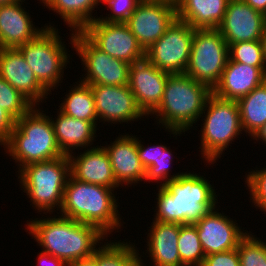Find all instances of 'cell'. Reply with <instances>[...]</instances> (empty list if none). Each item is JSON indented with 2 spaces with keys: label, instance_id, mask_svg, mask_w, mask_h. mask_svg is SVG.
<instances>
[{
  "label": "cell",
  "instance_id": "obj_1",
  "mask_svg": "<svg viewBox=\"0 0 266 266\" xmlns=\"http://www.w3.org/2000/svg\"><path fill=\"white\" fill-rule=\"evenodd\" d=\"M200 173L184 172L158 186L153 220L177 224H195L217 208L216 191ZM217 201V202H216Z\"/></svg>",
  "mask_w": 266,
  "mask_h": 266
},
{
  "label": "cell",
  "instance_id": "obj_2",
  "mask_svg": "<svg viewBox=\"0 0 266 266\" xmlns=\"http://www.w3.org/2000/svg\"><path fill=\"white\" fill-rule=\"evenodd\" d=\"M57 214L30 220L25 230L43 248L42 251L62 259L67 265L92 257L104 239L107 242V236L97 227Z\"/></svg>",
  "mask_w": 266,
  "mask_h": 266
},
{
  "label": "cell",
  "instance_id": "obj_3",
  "mask_svg": "<svg viewBox=\"0 0 266 266\" xmlns=\"http://www.w3.org/2000/svg\"><path fill=\"white\" fill-rule=\"evenodd\" d=\"M114 188L79 181L71 175L64 188L60 215L97 227L108 235L123 226ZM121 221V222H120Z\"/></svg>",
  "mask_w": 266,
  "mask_h": 266
},
{
  "label": "cell",
  "instance_id": "obj_4",
  "mask_svg": "<svg viewBox=\"0 0 266 266\" xmlns=\"http://www.w3.org/2000/svg\"><path fill=\"white\" fill-rule=\"evenodd\" d=\"M211 94L212 90L206 84L195 81L185 73L170 74L162 100L150 116L156 115L155 119L159 118L157 125L162 124V128L164 126L165 131L168 130L176 139L199 121Z\"/></svg>",
  "mask_w": 266,
  "mask_h": 266
},
{
  "label": "cell",
  "instance_id": "obj_5",
  "mask_svg": "<svg viewBox=\"0 0 266 266\" xmlns=\"http://www.w3.org/2000/svg\"><path fill=\"white\" fill-rule=\"evenodd\" d=\"M34 106L16 120L10 139L3 146L20 170L25 165L65 156L59 148L51 117Z\"/></svg>",
  "mask_w": 266,
  "mask_h": 266
},
{
  "label": "cell",
  "instance_id": "obj_6",
  "mask_svg": "<svg viewBox=\"0 0 266 266\" xmlns=\"http://www.w3.org/2000/svg\"><path fill=\"white\" fill-rule=\"evenodd\" d=\"M17 172L21 190L30 198L36 211L45 215L53 214L55 207L60 211L64 188L71 175L67 155L25 165Z\"/></svg>",
  "mask_w": 266,
  "mask_h": 266
},
{
  "label": "cell",
  "instance_id": "obj_7",
  "mask_svg": "<svg viewBox=\"0 0 266 266\" xmlns=\"http://www.w3.org/2000/svg\"><path fill=\"white\" fill-rule=\"evenodd\" d=\"M202 115L205 118L201 124L199 148L202 159L213 165L232 141L242 134L239 106L237 101L224 100L212 93L205 103Z\"/></svg>",
  "mask_w": 266,
  "mask_h": 266
},
{
  "label": "cell",
  "instance_id": "obj_8",
  "mask_svg": "<svg viewBox=\"0 0 266 266\" xmlns=\"http://www.w3.org/2000/svg\"><path fill=\"white\" fill-rule=\"evenodd\" d=\"M59 33L56 27H46L36 38L18 47L38 82L50 94L63 82L64 68L71 60Z\"/></svg>",
  "mask_w": 266,
  "mask_h": 266
},
{
  "label": "cell",
  "instance_id": "obj_9",
  "mask_svg": "<svg viewBox=\"0 0 266 266\" xmlns=\"http://www.w3.org/2000/svg\"><path fill=\"white\" fill-rule=\"evenodd\" d=\"M228 59V45L218 28H194L186 75L213 90Z\"/></svg>",
  "mask_w": 266,
  "mask_h": 266
},
{
  "label": "cell",
  "instance_id": "obj_10",
  "mask_svg": "<svg viewBox=\"0 0 266 266\" xmlns=\"http://www.w3.org/2000/svg\"><path fill=\"white\" fill-rule=\"evenodd\" d=\"M70 43L84 65L85 77L80 81L87 85H128L130 64L113 58L97 48L81 31H72Z\"/></svg>",
  "mask_w": 266,
  "mask_h": 266
},
{
  "label": "cell",
  "instance_id": "obj_11",
  "mask_svg": "<svg viewBox=\"0 0 266 266\" xmlns=\"http://www.w3.org/2000/svg\"><path fill=\"white\" fill-rule=\"evenodd\" d=\"M194 28L176 19L145 51V58L169 74L185 73L191 53Z\"/></svg>",
  "mask_w": 266,
  "mask_h": 266
},
{
  "label": "cell",
  "instance_id": "obj_12",
  "mask_svg": "<svg viewBox=\"0 0 266 266\" xmlns=\"http://www.w3.org/2000/svg\"><path fill=\"white\" fill-rule=\"evenodd\" d=\"M109 56L132 64L145 58V51L126 23L103 22L99 18L81 31Z\"/></svg>",
  "mask_w": 266,
  "mask_h": 266
},
{
  "label": "cell",
  "instance_id": "obj_13",
  "mask_svg": "<svg viewBox=\"0 0 266 266\" xmlns=\"http://www.w3.org/2000/svg\"><path fill=\"white\" fill-rule=\"evenodd\" d=\"M176 19L174 1L141 0L125 23L146 51Z\"/></svg>",
  "mask_w": 266,
  "mask_h": 266
},
{
  "label": "cell",
  "instance_id": "obj_14",
  "mask_svg": "<svg viewBox=\"0 0 266 266\" xmlns=\"http://www.w3.org/2000/svg\"><path fill=\"white\" fill-rule=\"evenodd\" d=\"M94 96L95 110L100 122L110 124L138 121L145 114L138 107L128 85H90ZM101 120V121H100Z\"/></svg>",
  "mask_w": 266,
  "mask_h": 266
},
{
  "label": "cell",
  "instance_id": "obj_15",
  "mask_svg": "<svg viewBox=\"0 0 266 266\" xmlns=\"http://www.w3.org/2000/svg\"><path fill=\"white\" fill-rule=\"evenodd\" d=\"M265 27V14L253 9L243 0H229L218 30L229 45L261 40Z\"/></svg>",
  "mask_w": 266,
  "mask_h": 266
},
{
  "label": "cell",
  "instance_id": "obj_16",
  "mask_svg": "<svg viewBox=\"0 0 266 266\" xmlns=\"http://www.w3.org/2000/svg\"><path fill=\"white\" fill-rule=\"evenodd\" d=\"M218 211L216 208L211 210L195 223L205 255L237 249L240 240L248 233L228 215Z\"/></svg>",
  "mask_w": 266,
  "mask_h": 266
},
{
  "label": "cell",
  "instance_id": "obj_17",
  "mask_svg": "<svg viewBox=\"0 0 266 266\" xmlns=\"http://www.w3.org/2000/svg\"><path fill=\"white\" fill-rule=\"evenodd\" d=\"M169 75L146 58L130 64L128 86L146 117L159 106Z\"/></svg>",
  "mask_w": 266,
  "mask_h": 266
},
{
  "label": "cell",
  "instance_id": "obj_18",
  "mask_svg": "<svg viewBox=\"0 0 266 266\" xmlns=\"http://www.w3.org/2000/svg\"><path fill=\"white\" fill-rule=\"evenodd\" d=\"M0 77L18 90L34 106L40 105L50 93L38 82L31 67L18 48L0 49Z\"/></svg>",
  "mask_w": 266,
  "mask_h": 266
},
{
  "label": "cell",
  "instance_id": "obj_19",
  "mask_svg": "<svg viewBox=\"0 0 266 266\" xmlns=\"http://www.w3.org/2000/svg\"><path fill=\"white\" fill-rule=\"evenodd\" d=\"M25 0L0 5V49L18 48L36 38L46 27L39 29L33 24L29 12L22 6Z\"/></svg>",
  "mask_w": 266,
  "mask_h": 266
},
{
  "label": "cell",
  "instance_id": "obj_20",
  "mask_svg": "<svg viewBox=\"0 0 266 266\" xmlns=\"http://www.w3.org/2000/svg\"><path fill=\"white\" fill-rule=\"evenodd\" d=\"M119 135L115 141L103 146L109 156L117 184L133 185L145 179L146 169L139 160L137 137L133 134Z\"/></svg>",
  "mask_w": 266,
  "mask_h": 266
},
{
  "label": "cell",
  "instance_id": "obj_21",
  "mask_svg": "<svg viewBox=\"0 0 266 266\" xmlns=\"http://www.w3.org/2000/svg\"><path fill=\"white\" fill-rule=\"evenodd\" d=\"M74 155V156H73ZM70 162V174L73 178L90 183L105 186L107 188H118L109 156L103 146L97 145L87 148L77 157L74 152L68 155Z\"/></svg>",
  "mask_w": 266,
  "mask_h": 266
},
{
  "label": "cell",
  "instance_id": "obj_22",
  "mask_svg": "<svg viewBox=\"0 0 266 266\" xmlns=\"http://www.w3.org/2000/svg\"><path fill=\"white\" fill-rule=\"evenodd\" d=\"M266 80L259 68L228 59L218 84L212 93L221 99L238 101Z\"/></svg>",
  "mask_w": 266,
  "mask_h": 266
},
{
  "label": "cell",
  "instance_id": "obj_23",
  "mask_svg": "<svg viewBox=\"0 0 266 266\" xmlns=\"http://www.w3.org/2000/svg\"><path fill=\"white\" fill-rule=\"evenodd\" d=\"M147 236V252L153 266H184L178 253L180 224L153 220ZM142 266H146L142 260Z\"/></svg>",
  "mask_w": 266,
  "mask_h": 266
},
{
  "label": "cell",
  "instance_id": "obj_24",
  "mask_svg": "<svg viewBox=\"0 0 266 266\" xmlns=\"http://www.w3.org/2000/svg\"><path fill=\"white\" fill-rule=\"evenodd\" d=\"M57 118L51 117L55 138L64 155H70L75 149L90 147L95 141L98 128L89 121L76 119L57 109Z\"/></svg>",
  "mask_w": 266,
  "mask_h": 266
},
{
  "label": "cell",
  "instance_id": "obj_25",
  "mask_svg": "<svg viewBox=\"0 0 266 266\" xmlns=\"http://www.w3.org/2000/svg\"><path fill=\"white\" fill-rule=\"evenodd\" d=\"M229 0H176L177 19L193 28H218Z\"/></svg>",
  "mask_w": 266,
  "mask_h": 266
},
{
  "label": "cell",
  "instance_id": "obj_26",
  "mask_svg": "<svg viewBox=\"0 0 266 266\" xmlns=\"http://www.w3.org/2000/svg\"><path fill=\"white\" fill-rule=\"evenodd\" d=\"M141 142L142 141L137 137L139 160L146 169L145 182L148 181L150 183V181H157V183H159L158 186H163L171 179L178 178L183 173L178 172L171 175L170 164L172 163L173 155L171 149H169L170 147L167 148L166 145H162L161 143L144 147Z\"/></svg>",
  "mask_w": 266,
  "mask_h": 266
},
{
  "label": "cell",
  "instance_id": "obj_27",
  "mask_svg": "<svg viewBox=\"0 0 266 266\" xmlns=\"http://www.w3.org/2000/svg\"><path fill=\"white\" fill-rule=\"evenodd\" d=\"M44 8L56 12L64 23L68 24L70 31H82L90 22L98 18L94 17L93 10L98 8L100 0H42ZM93 15V16H92Z\"/></svg>",
  "mask_w": 266,
  "mask_h": 266
},
{
  "label": "cell",
  "instance_id": "obj_28",
  "mask_svg": "<svg viewBox=\"0 0 266 266\" xmlns=\"http://www.w3.org/2000/svg\"><path fill=\"white\" fill-rule=\"evenodd\" d=\"M237 103L243 132L251 138L266 124V80Z\"/></svg>",
  "mask_w": 266,
  "mask_h": 266
},
{
  "label": "cell",
  "instance_id": "obj_29",
  "mask_svg": "<svg viewBox=\"0 0 266 266\" xmlns=\"http://www.w3.org/2000/svg\"><path fill=\"white\" fill-rule=\"evenodd\" d=\"M78 82L74 87L70 86L72 88L66 93L59 110L70 117L92 122L97 127L98 117L91 86Z\"/></svg>",
  "mask_w": 266,
  "mask_h": 266
},
{
  "label": "cell",
  "instance_id": "obj_30",
  "mask_svg": "<svg viewBox=\"0 0 266 266\" xmlns=\"http://www.w3.org/2000/svg\"><path fill=\"white\" fill-rule=\"evenodd\" d=\"M131 242H104L97 248L98 266H142L144 257Z\"/></svg>",
  "mask_w": 266,
  "mask_h": 266
},
{
  "label": "cell",
  "instance_id": "obj_31",
  "mask_svg": "<svg viewBox=\"0 0 266 266\" xmlns=\"http://www.w3.org/2000/svg\"><path fill=\"white\" fill-rule=\"evenodd\" d=\"M178 253L184 266H202L205 258L195 224H180Z\"/></svg>",
  "mask_w": 266,
  "mask_h": 266
},
{
  "label": "cell",
  "instance_id": "obj_32",
  "mask_svg": "<svg viewBox=\"0 0 266 266\" xmlns=\"http://www.w3.org/2000/svg\"><path fill=\"white\" fill-rule=\"evenodd\" d=\"M229 60L259 67L266 74V62L260 40L228 45Z\"/></svg>",
  "mask_w": 266,
  "mask_h": 266
},
{
  "label": "cell",
  "instance_id": "obj_33",
  "mask_svg": "<svg viewBox=\"0 0 266 266\" xmlns=\"http://www.w3.org/2000/svg\"><path fill=\"white\" fill-rule=\"evenodd\" d=\"M248 232L239 242L240 266H266V243Z\"/></svg>",
  "mask_w": 266,
  "mask_h": 266
},
{
  "label": "cell",
  "instance_id": "obj_34",
  "mask_svg": "<svg viewBox=\"0 0 266 266\" xmlns=\"http://www.w3.org/2000/svg\"><path fill=\"white\" fill-rule=\"evenodd\" d=\"M0 107L15 120L28 113L34 105L18 90L0 77Z\"/></svg>",
  "mask_w": 266,
  "mask_h": 266
},
{
  "label": "cell",
  "instance_id": "obj_35",
  "mask_svg": "<svg viewBox=\"0 0 266 266\" xmlns=\"http://www.w3.org/2000/svg\"><path fill=\"white\" fill-rule=\"evenodd\" d=\"M245 184L254 206L266 214V168L252 170L246 174Z\"/></svg>",
  "mask_w": 266,
  "mask_h": 266
},
{
  "label": "cell",
  "instance_id": "obj_36",
  "mask_svg": "<svg viewBox=\"0 0 266 266\" xmlns=\"http://www.w3.org/2000/svg\"><path fill=\"white\" fill-rule=\"evenodd\" d=\"M141 0H100L110 8L111 12L106 17H99L103 22L125 23L135 11L137 4Z\"/></svg>",
  "mask_w": 266,
  "mask_h": 266
},
{
  "label": "cell",
  "instance_id": "obj_37",
  "mask_svg": "<svg viewBox=\"0 0 266 266\" xmlns=\"http://www.w3.org/2000/svg\"><path fill=\"white\" fill-rule=\"evenodd\" d=\"M202 266H240L237 249L206 255Z\"/></svg>",
  "mask_w": 266,
  "mask_h": 266
},
{
  "label": "cell",
  "instance_id": "obj_38",
  "mask_svg": "<svg viewBox=\"0 0 266 266\" xmlns=\"http://www.w3.org/2000/svg\"><path fill=\"white\" fill-rule=\"evenodd\" d=\"M16 120L0 107V145L4 146L10 139Z\"/></svg>",
  "mask_w": 266,
  "mask_h": 266
},
{
  "label": "cell",
  "instance_id": "obj_39",
  "mask_svg": "<svg viewBox=\"0 0 266 266\" xmlns=\"http://www.w3.org/2000/svg\"><path fill=\"white\" fill-rule=\"evenodd\" d=\"M37 263L40 266H68L62 259L44 251L39 252Z\"/></svg>",
  "mask_w": 266,
  "mask_h": 266
},
{
  "label": "cell",
  "instance_id": "obj_40",
  "mask_svg": "<svg viewBox=\"0 0 266 266\" xmlns=\"http://www.w3.org/2000/svg\"><path fill=\"white\" fill-rule=\"evenodd\" d=\"M68 266H98L97 265V249L92 257L80 259L68 264Z\"/></svg>",
  "mask_w": 266,
  "mask_h": 266
},
{
  "label": "cell",
  "instance_id": "obj_41",
  "mask_svg": "<svg viewBox=\"0 0 266 266\" xmlns=\"http://www.w3.org/2000/svg\"><path fill=\"white\" fill-rule=\"evenodd\" d=\"M253 9L258 10L266 15V0H243Z\"/></svg>",
  "mask_w": 266,
  "mask_h": 266
},
{
  "label": "cell",
  "instance_id": "obj_42",
  "mask_svg": "<svg viewBox=\"0 0 266 266\" xmlns=\"http://www.w3.org/2000/svg\"><path fill=\"white\" fill-rule=\"evenodd\" d=\"M253 140H260L266 144V124H264L252 137ZM266 146V145H265Z\"/></svg>",
  "mask_w": 266,
  "mask_h": 266
},
{
  "label": "cell",
  "instance_id": "obj_43",
  "mask_svg": "<svg viewBox=\"0 0 266 266\" xmlns=\"http://www.w3.org/2000/svg\"><path fill=\"white\" fill-rule=\"evenodd\" d=\"M261 44H262V50H263V55H264V59H265V62H266V27L262 33V36H261Z\"/></svg>",
  "mask_w": 266,
  "mask_h": 266
},
{
  "label": "cell",
  "instance_id": "obj_44",
  "mask_svg": "<svg viewBox=\"0 0 266 266\" xmlns=\"http://www.w3.org/2000/svg\"><path fill=\"white\" fill-rule=\"evenodd\" d=\"M14 1H17V0H0V5L5 4V3L14 2Z\"/></svg>",
  "mask_w": 266,
  "mask_h": 266
}]
</instances>
